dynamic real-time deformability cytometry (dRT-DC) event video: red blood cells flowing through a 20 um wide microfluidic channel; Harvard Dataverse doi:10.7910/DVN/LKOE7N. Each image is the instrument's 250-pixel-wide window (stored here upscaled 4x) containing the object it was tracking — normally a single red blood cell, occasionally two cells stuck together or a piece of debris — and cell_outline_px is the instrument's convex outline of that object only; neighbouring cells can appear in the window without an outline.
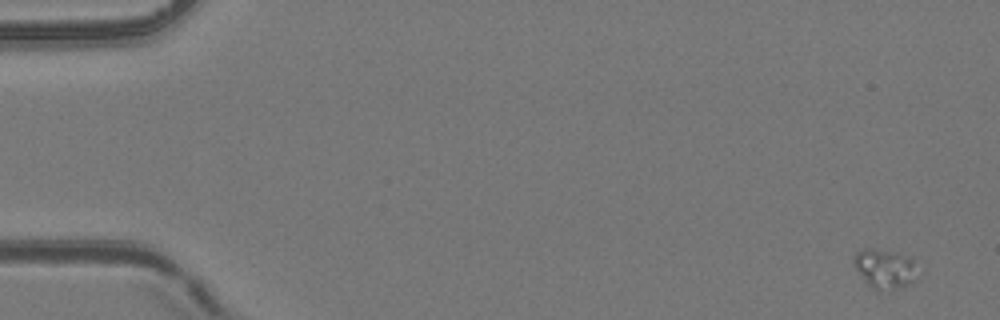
{"species": "common noctule bat (a hibernating species)", "species_latin": "Nyctalus noctula", "temperature_condition": "room temperature", "stored_images_in_passage": 5, "camera_frame_rate_fps": 3000, "um_per_image_px": 0.085, "animal": {"sex": "female", "body_mass_g": 24.6, "forearm_length_mm": 56.2}, "frame": {"image": 1, "passage_image": 1, "time_ms": 0.0, "image_size_px": [1000, 320], "cell_outline_px": [[916, 280], [908, 284], [880, 292], [876, 292], [864, 280], [856, 268], [852, 260], [852, 256], [856, 252], [868, 248], [884, 252], [912, 260]], "centroid_in_image_um": [75.11, 22.9], "position_along_channel_um": 9.9, "area_um2": 13.76}}
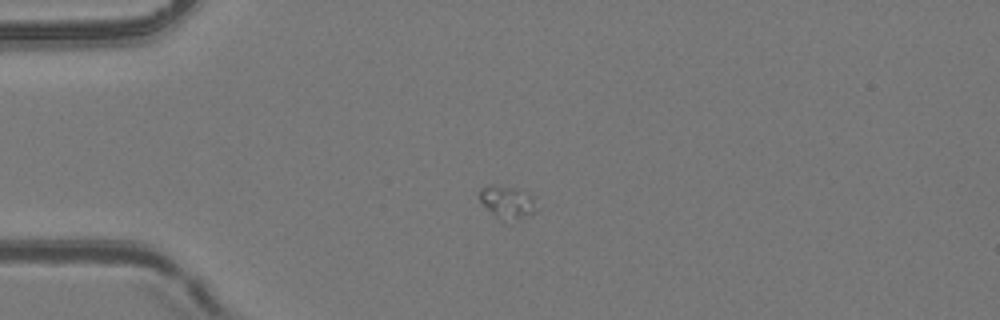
{"frame": {"image": 2, "passage_image": 4, "time_ms": 4.333, "image_size_px": [1000, 320], "cell_outline_px": [[536, 212], [516, 220], [500, 220], [476, 196], [476, 192], [480, 188], [492, 184], [520, 188], [528, 192], [532, 196], [536, 208]], "centroid_in_image_um": [43.1, 17.14], "position_along_channel_um": 41.9, "area_um2": 11.04}}